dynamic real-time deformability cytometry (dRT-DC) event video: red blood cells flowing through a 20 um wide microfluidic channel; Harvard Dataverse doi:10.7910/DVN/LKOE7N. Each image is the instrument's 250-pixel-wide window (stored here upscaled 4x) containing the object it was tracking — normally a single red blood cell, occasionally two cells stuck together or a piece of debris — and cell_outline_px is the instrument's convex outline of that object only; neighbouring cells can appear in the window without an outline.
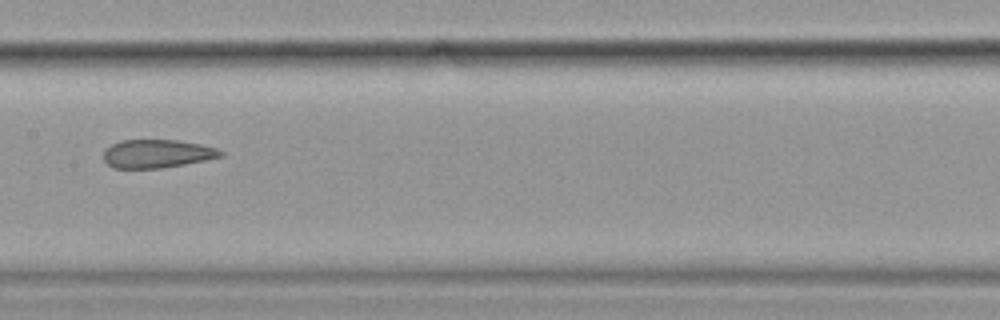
{"species": "common noctule bat (a hibernating species)", "species_latin": "Nyctalus noctula", "temperature_condition": "cold", "stored_images_in_passage": 9, "camera_frame_rate_fps": 3000, "um_per_image_px": 0.085, "animal": {"sex": "female", "body_mass_g": 19.9}, "frame": {"image": 1, "passage_image": 6, "time_ms": 1.667, "image_size_px": [1000, 320], "cell_outline_px": [[224, 156], [184, 164], [160, 168], [112, 168], [104, 160], [104, 148], [120, 140], [180, 140], [200, 144], [216, 148], [224, 152]], "centroid_in_image_um": [13.33, 13.06], "position_along_channel_um": 194.1, "area_um2": 19.36}}
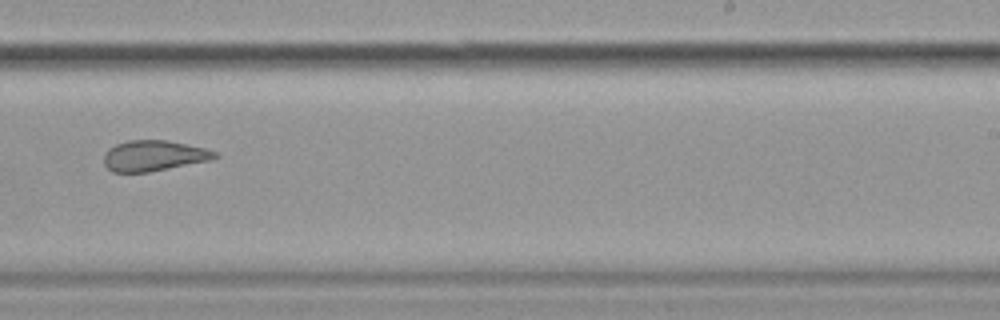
{"frame": {"image": 2, "passage_image": 8, "time_ms": 2.333, "image_size_px": [1000, 320], "cell_outline_px": [[220, 156], [212, 160], [148, 172], [112, 172], [104, 164], [104, 152], [108, 148], [116, 144], [128, 140], [168, 140], [204, 148], [216, 152]], "centroid_in_image_um": [13.06, 13.23], "position_along_channel_um": 275.9, "area_um2": 19.88}}
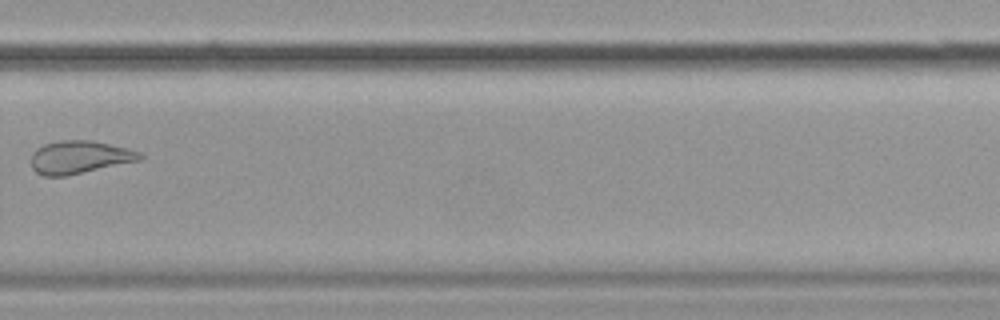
{"frame": {"image": 3, "passage_image": 9, "time_ms": 2.667, "image_size_px": [1000, 320], "cell_outline_px": [[144, 156], [140, 160], [64, 176], [44, 176], [36, 172], [32, 168], [32, 152], [36, 148], [44, 144], [60, 140], [92, 140], [128, 148], [140, 152]], "centroid_in_image_um": [6.74, 13.35], "position_along_channel_um": 323.1, "area_um2": 20.75}}